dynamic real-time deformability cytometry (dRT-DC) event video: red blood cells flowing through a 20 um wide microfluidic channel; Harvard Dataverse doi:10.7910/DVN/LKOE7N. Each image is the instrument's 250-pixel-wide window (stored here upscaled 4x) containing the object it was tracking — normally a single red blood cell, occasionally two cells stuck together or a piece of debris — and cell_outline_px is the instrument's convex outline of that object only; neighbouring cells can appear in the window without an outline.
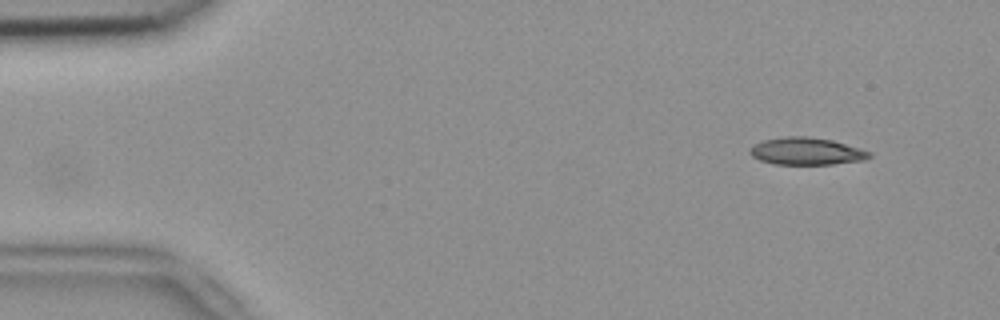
{"species": "common noctule bat (a hibernating species)", "species_latin": "Nyctalus noctula", "temperature_condition": "room temperature", "stored_images_in_passage": 2, "camera_frame_rate_fps": 3000, "um_per_image_px": 0.085, "animal": {"sex": "female", "body_mass_g": 18.4}, "frame": {"image": 1, "passage_image": 1, "time_ms": 0.0, "image_size_px": [1000, 320], "cell_outline_px": [[872, 156], [864, 160], [832, 164], [772, 164], [760, 160], [752, 156], [748, 152], [752, 144], [764, 140], [784, 136], [808, 136], [832, 140], [860, 148], [872, 152]], "centroid_in_image_um": [68.53, 12.85], "position_along_channel_um": 16.5, "area_um2": 19.13}}